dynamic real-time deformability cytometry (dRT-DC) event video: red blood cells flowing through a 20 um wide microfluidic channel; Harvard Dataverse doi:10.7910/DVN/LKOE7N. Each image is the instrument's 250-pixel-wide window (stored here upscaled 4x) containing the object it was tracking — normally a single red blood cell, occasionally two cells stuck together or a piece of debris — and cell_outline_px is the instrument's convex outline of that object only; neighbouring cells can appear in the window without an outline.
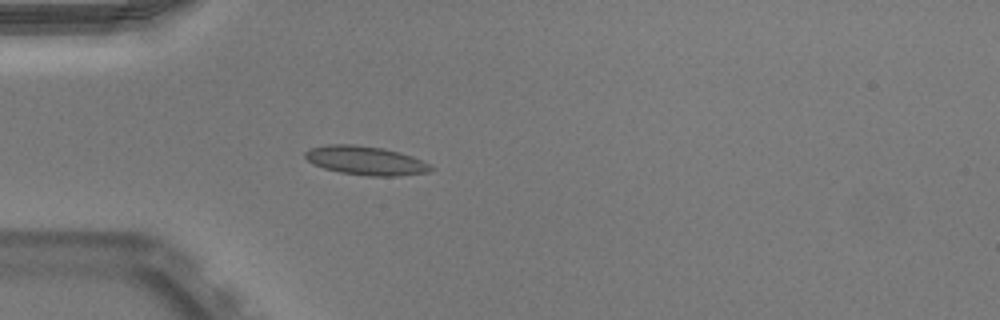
{"species": "Egyptian fruit bat (a non-hibernating species)", "species_latin": "Rousettus aegyptiacus", "temperature_condition": "warm", "stored_images_in_passage": 37, "camera_frame_rate_fps": 3000, "um_per_image_px": 0.085, "animal": {"sex": "male"}, "frame": {"image": 1, "passage_image": 1, "time_ms": 0.0, "image_size_px": [1000, 320], "cell_outline_px": [[436, 168], [428, 172], [400, 176], [368, 176], [340, 172], [324, 168], [312, 164], [304, 156], [304, 152], [308, 148], [328, 144], [356, 144], [384, 148], [400, 152], [412, 156]], "centroid_in_image_um": [31.06, 13.64], "position_along_channel_um": 53.9, "area_um2": 21.33}}
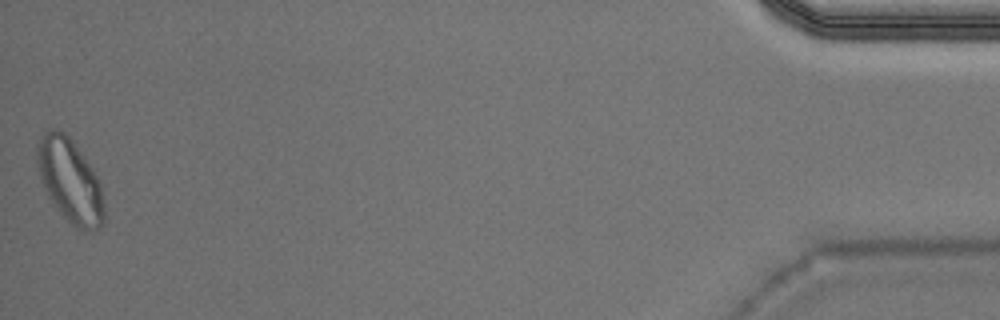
{"frame": {"image": 2, "passage_image": 37, "time_ms": 12.0, "image_size_px": [1000, 320], "cell_outline_px": [[104, 224], [100, 228], [92, 232], [84, 232], [72, 224], [60, 212], [48, 196], [44, 188], [40, 176], [36, 160], [36, 148], [44, 132], [48, 128], [56, 128], [64, 132], [72, 140], [92, 168], [100, 184], [104, 204]], "centroid_in_image_um": [5.95, 15.37], "position_along_channel_um": 429.2, "area_um2": 32.6}, "authors_computed_cell_mechanics": {"area_um2": 19.941, "velocity_mm_per_s": 3.9429, "shape_relaxation_time_tau1_ms": 9.4941, "shape_relaxation_time_tau2_ms": 1.4739, "deformation_change_tau1": 0.1748, "deformation_change_tau2": 0.062}}